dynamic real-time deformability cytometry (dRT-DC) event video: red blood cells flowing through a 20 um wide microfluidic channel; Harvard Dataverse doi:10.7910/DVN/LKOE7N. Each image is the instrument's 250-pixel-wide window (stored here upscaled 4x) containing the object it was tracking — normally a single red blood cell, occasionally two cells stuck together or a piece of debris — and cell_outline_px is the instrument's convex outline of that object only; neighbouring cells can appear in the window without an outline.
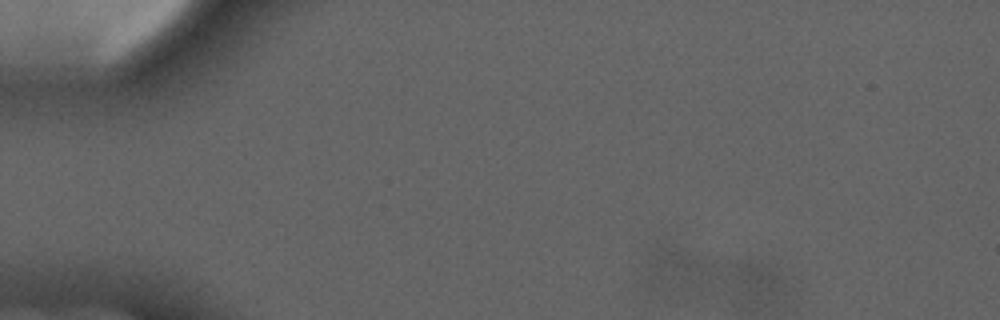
{"species": "common noctule bat (a hibernating species)", "species_latin": "Nyctalus noctula", "temperature_condition": "cold", "stored_images_in_passage": 6, "camera_frame_rate_fps": 3000, "um_per_image_px": 0.085, "animal": {"sex": "male", "forearm_length_mm": 52.5}, "frame": {"image": 1, "passage_image": 1, "time_ms": 0.0, "image_size_px": [1000, 320], "cell_outline_px": [[700, 272], [692, 288], [668, 296], [648, 292], [648, 260], [660, 244], [688, 252], [696, 260]], "centroid_in_image_um": [57.07, 23.05], "position_along_channel_um": 27.9, "area_um2": 14.8}}
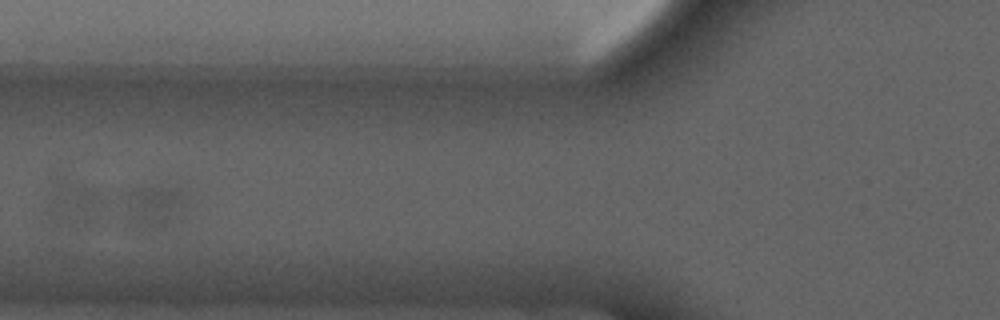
{"frame": {"image": 2, "passage_image": 5, "time_ms": 4.667, "image_size_px": [1000, 320], "cell_outline_px": [[184, 216], [164, 228], [144, 228], [128, 224], [128, 192], [140, 188], [180, 188], [184, 196]], "centroid_in_image_um": [13.19, 17.61], "position_along_channel_um": 112.6, "area_um2": 14.8}}
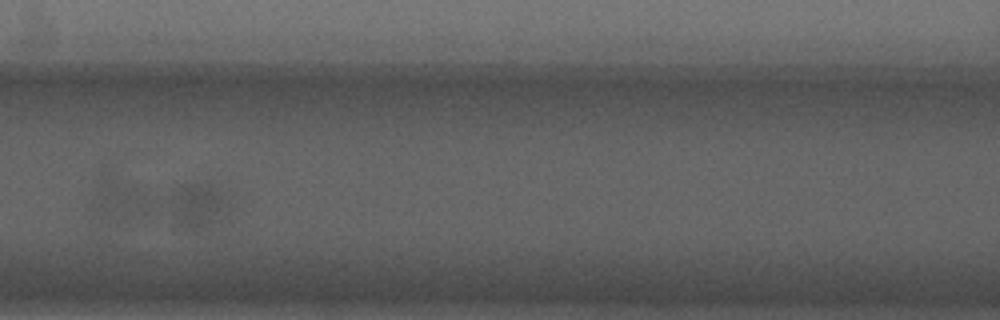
{"frame": {"image": 3, "passage_image": 6, "time_ms": 5.667, "image_size_px": [1000, 320], "cell_outline_px": [[228, 204], [216, 220], [208, 228], [192, 228], [180, 224], [164, 208], [188, 184], [208, 184], [216, 188], [228, 200]], "centroid_in_image_um": [16.78, 17.5], "position_along_channel_um": 149.8, "area_um2": 14.1}}